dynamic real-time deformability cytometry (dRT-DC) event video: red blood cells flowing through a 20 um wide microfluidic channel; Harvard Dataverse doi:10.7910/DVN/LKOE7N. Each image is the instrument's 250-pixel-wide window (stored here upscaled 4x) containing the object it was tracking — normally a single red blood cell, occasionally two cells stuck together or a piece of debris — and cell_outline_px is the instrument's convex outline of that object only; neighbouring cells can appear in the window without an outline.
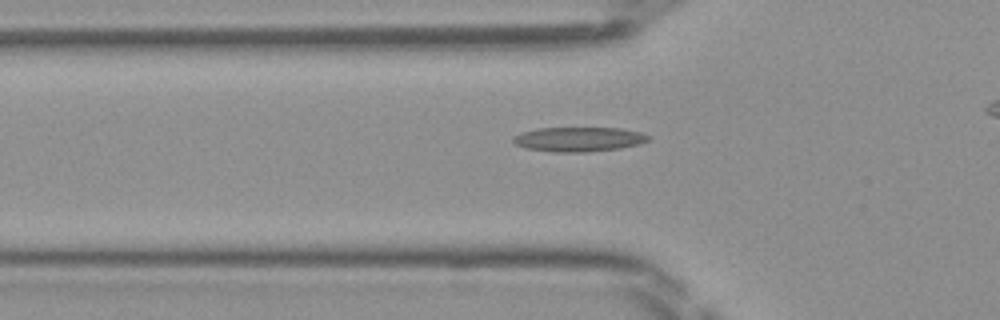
{"species": "Egyptian fruit bat (a non-hibernating species)", "species_latin": "Rousettus aegyptiacus", "temperature_condition": "room temperature", "stored_images_in_passage": 32, "camera_frame_rate_fps": 3000, "um_per_image_px": 0.085, "frame": {"image": 1, "passage_image": 6, "time_ms": 1.667, "image_size_px": [1000, 320], "cell_outline_px": [[652, 136], [648, 140], [640, 144], [620, 148], [584, 152], [552, 152], [524, 148], [516, 144], [512, 140], [512, 136], [536, 128], [620, 128], [640, 132]], "centroid_in_image_um": [49.19, 11.84], "position_along_channel_um": 76.6, "area_um2": 19.36}}
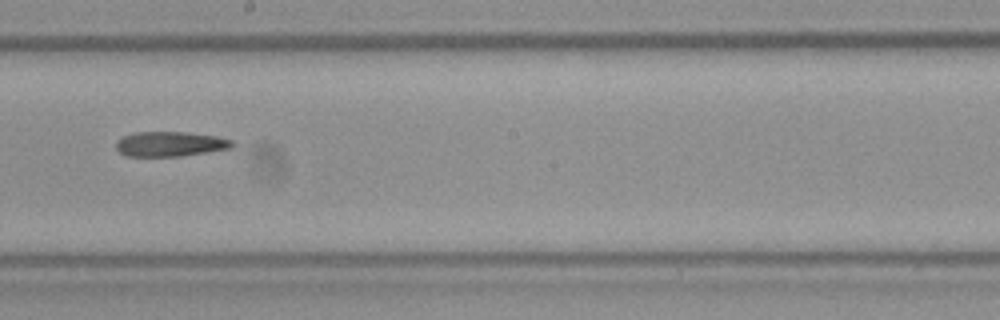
{"frame": {"image": 2, "passage_image": 17, "time_ms": 5.333, "image_size_px": [1000, 320], "cell_outline_px": [[236, 144], [232, 148], [180, 156], [124, 156], [116, 148], [116, 140], [124, 136], [136, 132], [184, 132], [216, 136], [232, 140]], "centroid_in_image_um": [14.46, 12.24], "position_along_channel_um": 233.7, "area_um2": 16.82}}
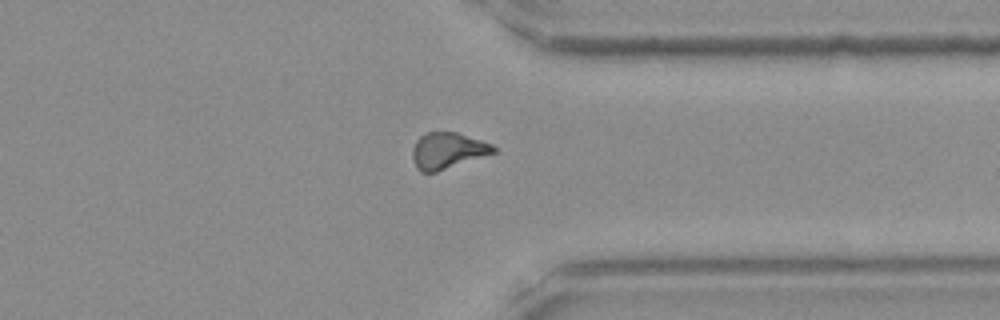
{"frame": {"image": 3, "passage_image": 27, "time_ms": 8.667, "image_size_px": [1000, 320], "cell_outline_px": [[496, 152], [436, 172], [420, 172], [416, 168], [412, 156], [412, 148], [416, 140], [420, 136], [428, 132], [456, 132], [492, 144], [496, 148]], "centroid_in_image_um": [38.02, 12.81], "position_along_channel_um": 373.4, "area_um2": 16.99}}